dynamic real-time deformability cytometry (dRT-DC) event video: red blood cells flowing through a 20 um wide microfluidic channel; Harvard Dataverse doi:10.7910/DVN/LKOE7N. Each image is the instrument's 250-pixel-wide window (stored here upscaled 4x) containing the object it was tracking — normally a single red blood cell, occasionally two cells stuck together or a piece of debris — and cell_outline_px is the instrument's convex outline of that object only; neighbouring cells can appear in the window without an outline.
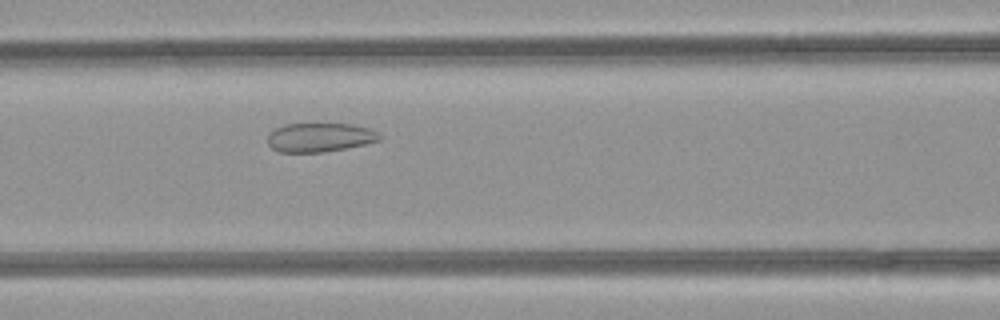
{"species": "common noctule bat (a hibernating species)", "species_latin": "Nyctalus noctula", "temperature_condition": "room temperature", "stored_images_in_passage": 46, "camera_frame_rate_fps": 3000, "um_per_image_px": 0.085, "animal": {"sex": "female", "body_mass_g": 21.9}, "frame": {"image": 1, "passage_image": 17, "time_ms": 5.333, "image_size_px": [1000, 320], "cell_outline_px": [[380, 140], [364, 144], [344, 148], [320, 152], [280, 152], [272, 148], [268, 144], [268, 136], [276, 128], [284, 124], [352, 124], [368, 128], [380, 132]], "centroid_in_image_um": [27.19, 11.67], "position_along_channel_um": 139.4, "area_um2": 18.67}}
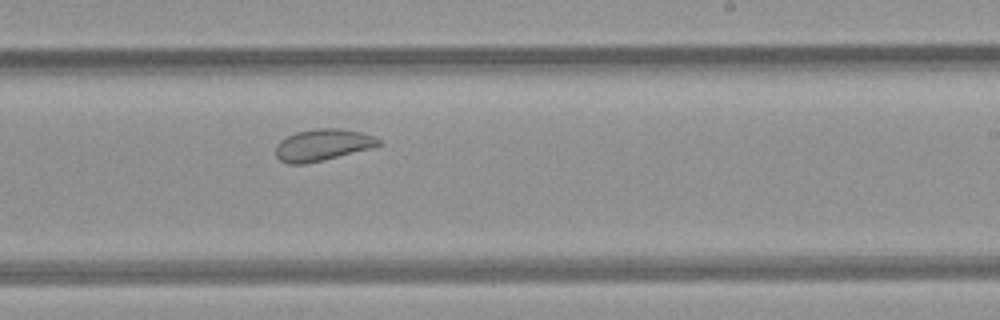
{"frame": {"image": 2, "passage_image": 26, "time_ms": 8.333, "image_size_px": [1000, 320], "cell_outline_px": [[384, 144], [372, 148], [324, 160], [304, 164], [288, 164], [280, 160], [276, 156], [276, 144], [280, 140], [296, 132], [316, 128], [340, 128], [360, 132], [372, 136], [380, 140]], "centroid_in_image_um": [27.42, 12.32], "position_along_channel_um": 261.6, "area_um2": 19.07}}
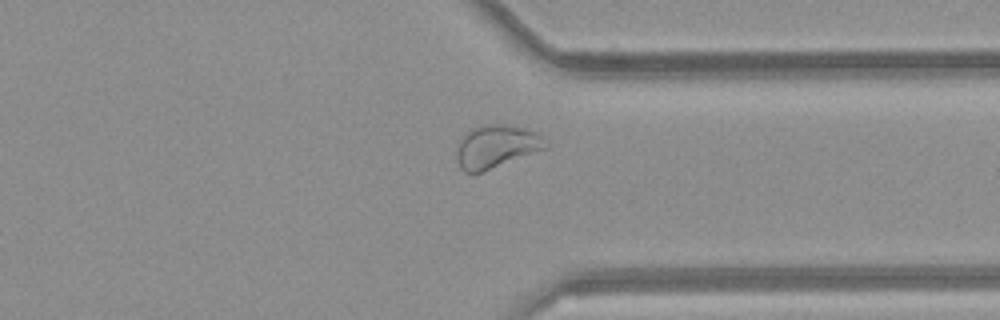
{"frame": {"image": 3, "passage_image": 34, "time_ms": 11.0, "image_size_px": [1000, 320], "cell_outline_px": [[548, 148], [480, 172], [464, 172], [460, 168], [456, 156], [456, 148], [460, 140], [472, 128], [484, 124], [500, 124], [520, 128], [536, 132], [548, 144]], "centroid_in_image_um": [42.16, 12.46], "position_along_channel_um": 369.2, "area_um2": 21.85}, "authors_computed_cell_mechanics": {"area_um2": 23.8136, "velocity_mm_per_s": 4.0821, "shape_relaxation_time_tau1_ms": null, "shape_relaxation_time_tau2_ms": 0.8074, "deformation_change_tau1": null, "deformation_change_tau2": 0.0578}}